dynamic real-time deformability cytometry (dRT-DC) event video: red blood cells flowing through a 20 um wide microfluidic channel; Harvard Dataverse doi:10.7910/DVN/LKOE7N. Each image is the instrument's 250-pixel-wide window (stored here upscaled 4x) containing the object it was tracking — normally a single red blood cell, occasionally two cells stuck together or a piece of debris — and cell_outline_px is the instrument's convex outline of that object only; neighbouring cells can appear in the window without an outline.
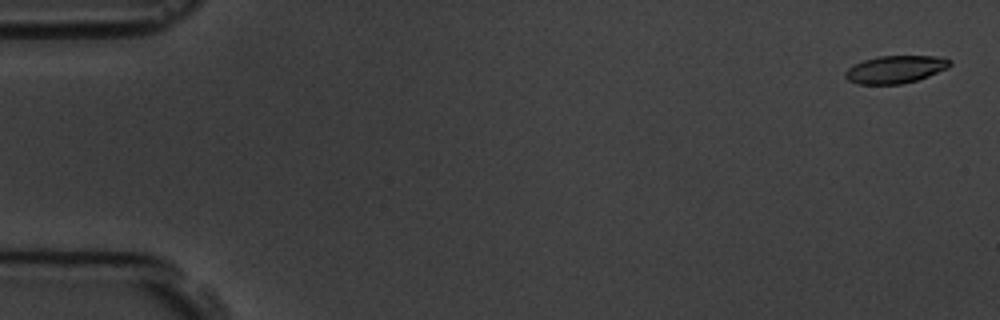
{"species": "common noctule bat (a hibernating species)", "species_latin": "Nyctalus noctula", "temperature_condition": "room temperature", "stored_images_in_passage": 15, "camera_frame_rate_fps": 3000, "um_per_image_px": 0.085, "animal": {"sex": "male", "body_mass_g": 19.5, "forearm_length_mm": 54.6}, "frame": {"image": 1, "passage_image": 1, "time_ms": 0.0, "image_size_px": [1000, 320], "cell_outline_px": [[952, 64], [948, 68], [928, 76], [916, 80], [900, 84], [856, 84], [848, 80], [844, 76], [844, 72], [848, 68], [864, 60], [880, 56], [936, 56], [952, 60]], "centroid_in_image_um": [76.11, 5.9], "position_along_channel_um": 8.9, "area_um2": 16.76}}
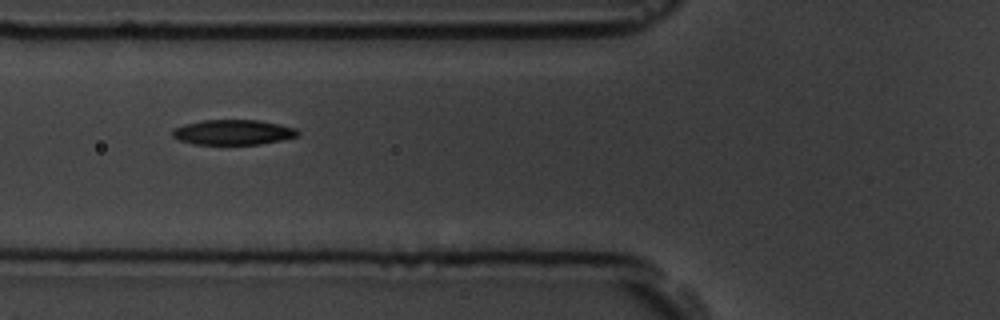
{"frame": {"image": 2, "passage_image": 6, "time_ms": 6.667, "image_size_px": [1000, 320], "cell_outline_px": [[300, 132], [296, 136], [284, 140], [260, 144], [192, 144], [176, 140], [172, 136], [172, 128], [184, 124], [200, 120], [260, 120], [280, 124], [296, 128]], "centroid_in_image_um": [19.78, 11.24], "position_along_channel_um": 106.0, "area_um2": 18.61}}
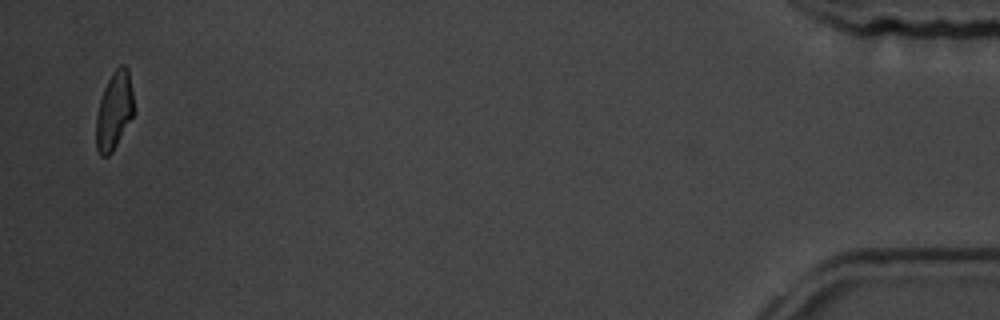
{"frame": {"image": 3, "passage_image": 15, "time_ms": 18.0, "image_size_px": [1000, 320], "cell_outline_px": [[132, 116], [112, 152], [108, 156], [100, 156], [96, 148], [96, 116], [100, 100], [104, 88], [112, 72], [120, 64], [124, 64], [128, 68], [132, 92]], "centroid_in_image_um": [9.67, 9.4], "position_along_channel_um": 425.5, "area_um2": 16.76}, "authors_computed_cell_mechanics": {"area_um2": 18.3226, "velocity_mm_per_s": 3.6052, "shape_relaxation_time_tau1_ms": 2.482, "shape_relaxation_time_tau2_ms": 3.0406, "deformation_change_tau1": 0.1267, "deformation_change_tau2": 0.0938}}